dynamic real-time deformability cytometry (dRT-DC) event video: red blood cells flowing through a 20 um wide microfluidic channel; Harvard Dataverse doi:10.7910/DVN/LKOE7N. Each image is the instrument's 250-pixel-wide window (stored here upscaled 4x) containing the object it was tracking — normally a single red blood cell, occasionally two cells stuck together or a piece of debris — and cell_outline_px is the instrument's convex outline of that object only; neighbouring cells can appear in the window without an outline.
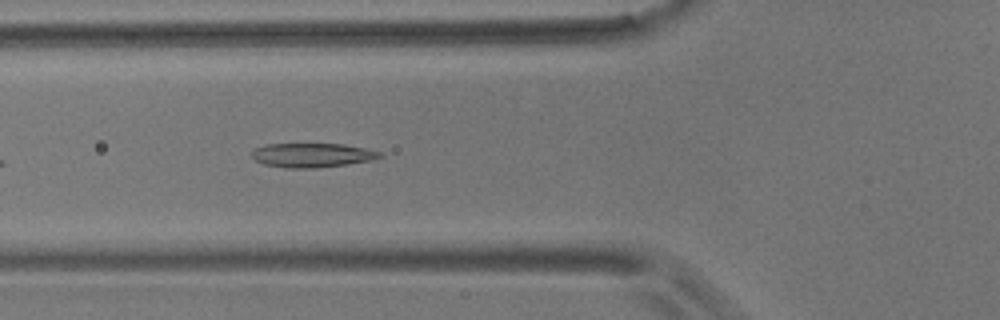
{"species": "common noctule bat (a hibernating species)", "species_latin": "Nyctalus noctula", "temperature_condition": "room temperature", "stored_images_in_passage": 5, "camera_frame_rate_fps": 3000, "um_per_image_px": 0.085, "animal": {"sex": "male", "body_mass_g": 17.9}, "frame": {"image": 1, "passage_image": 5, "time_ms": 5.333, "image_size_px": [1000, 320], "cell_outline_px": [[384, 156], [372, 160], [348, 164], [316, 168], [284, 168], [264, 164], [256, 160], [252, 156], [252, 152], [256, 148], [264, 144], [344, 144], [364, 148], [380, 152]], "centroid_in_image_um": [26.54, 13.19], "position_along_channel_um": 99.3, "area_um2": 18.03}}